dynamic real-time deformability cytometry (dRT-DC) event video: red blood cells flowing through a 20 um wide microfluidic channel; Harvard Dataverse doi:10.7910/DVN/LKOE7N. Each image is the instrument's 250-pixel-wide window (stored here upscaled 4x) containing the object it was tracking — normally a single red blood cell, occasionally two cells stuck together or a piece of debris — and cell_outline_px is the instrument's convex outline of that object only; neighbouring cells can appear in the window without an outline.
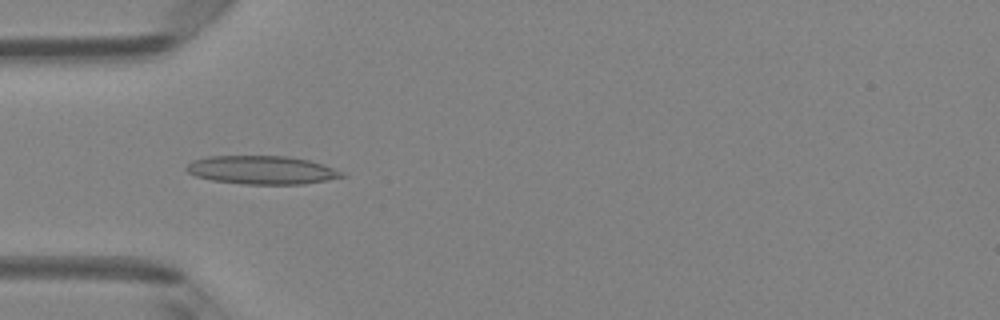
{"species": "Egyptian fruit bat (a non-hibernating species)", "species_latin": "Rousettus aegyptiacus", "temperature_condition": "room temperature", "stored_images_in_passage": 6, "camera_frame_rate_fps": 3000, "um_per_image_px": 0.085, "animal": {"sex": "female"}, "frame": {"image": 1, "passage_image": 5, "time_ms": 1.333, "image_size_px": [1000, 320], "cell_outline_px": [[348, 176], [304, 184], [244, 184], [212, 180], [196, 176], [188, 172], [184, 168], [192, 160], [208, 156], [288, 156], [308, 160], [324, 164], [344, 172]], "centroid_in_image_um": [22.28, 14.45], "position_along_channel_um": 62.7, "area_um2": 25.84}}
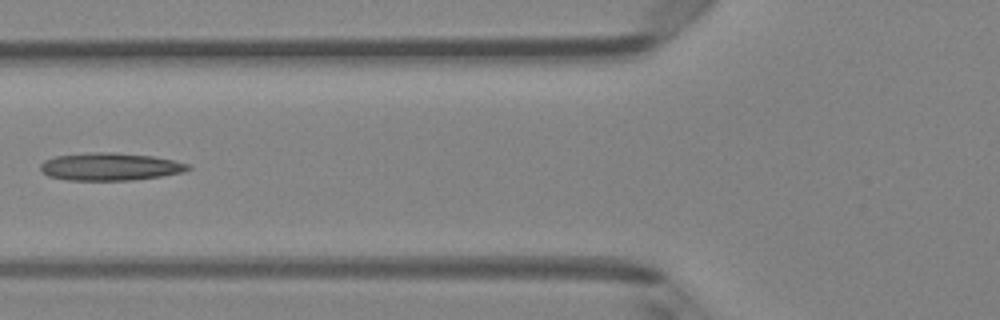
{"frame": {"image": 2, "passage_image": 6, "time_ms": 1.667, "image_size_px": [1000, 320], "cell_outline_px": [[192, 168], [184, 172], [160, 176], [132, 180], [68, 180], [48, 176], [40, 172], [40, 164], [44, 160], [56, 156], [88, 152], [116, 152], [152, 156], [192, 164]], "centroid_in_image_um": [9.35, 14.16], "position_along_channel_um": 116.4, "area_um2": 23.99}}